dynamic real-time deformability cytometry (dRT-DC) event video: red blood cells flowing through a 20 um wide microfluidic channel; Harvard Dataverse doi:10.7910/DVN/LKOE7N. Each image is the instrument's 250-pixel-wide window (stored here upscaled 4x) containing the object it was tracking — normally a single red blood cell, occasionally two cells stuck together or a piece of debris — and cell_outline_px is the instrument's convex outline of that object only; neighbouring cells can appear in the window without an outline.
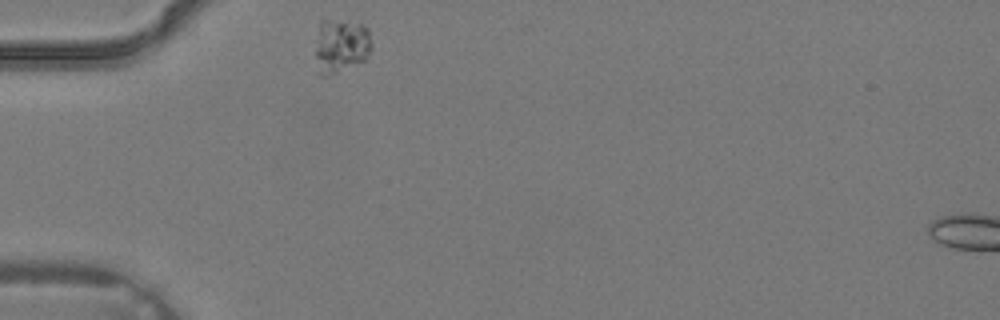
{"species": "common noctule bat (a hibernating species)", "species_latin": "Nyctalus noctula", "temperature_condition": "warm", "stored_images_in_passage": 2, "segment_of_instrument_passage": [1, 2], "camera_frame_rate_fps": 3000, "um_per_image_px": 0.085, "animal": {"sex": "male", "body_mass_g": 19.2, "forearm_length_mm": 51.8}, "frame": {"image": 1, "passage_image": 1, "time_ms": 0.0, "image_size_px": [1000, 320], "cell_outline_px": [[372, 48], [364, 60], [328, 76], [320, 76], [316, 72], [316, 48], [320, 20], [332, 20], [364, 24], [368, 28], [372, 44]], "centroid_in_image_um": [28.97, 3.9], "position_along_channel_um": 56.0, "area_um2": 17.74}}